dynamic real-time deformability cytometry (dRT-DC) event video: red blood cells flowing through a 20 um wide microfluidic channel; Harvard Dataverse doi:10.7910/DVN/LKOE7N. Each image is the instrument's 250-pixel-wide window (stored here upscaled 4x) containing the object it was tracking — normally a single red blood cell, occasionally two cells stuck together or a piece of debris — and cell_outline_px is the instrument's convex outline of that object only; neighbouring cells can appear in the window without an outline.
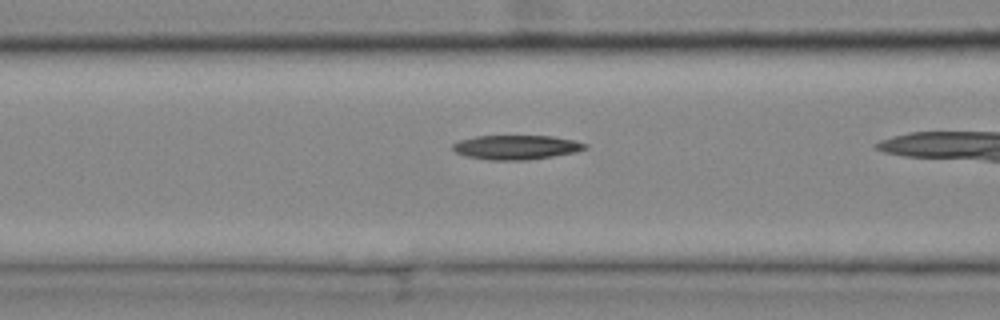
{"species": "common noctule bat (a hibernating species)", "species_latin": "Nyctalus noctula", "temperature_condition": "cold", "stored_images_in_passage": 29, "camera_frame_rate_fps": 3000, "um_per_image_px": 0.085, "animal": {"sex": "female", "body_mass_g": 25.1}, "frame": {"image": 1, "passage_image": 18, "time_ms": 5.667, "image_size_px": [1000, 320], "cell_outline_px": [[588, 148], [576, 152], [528, 160], [488, 160], [464, 156], [456, 152], [452, 148], [452, 144], [460, 140], [476, 136], [552, 136], [572, 140], [588, 144]], "centroid_in_image_um": [43.87, 12.52], "position_along_channel_um": 122.7, "area_um2": 18.79}}
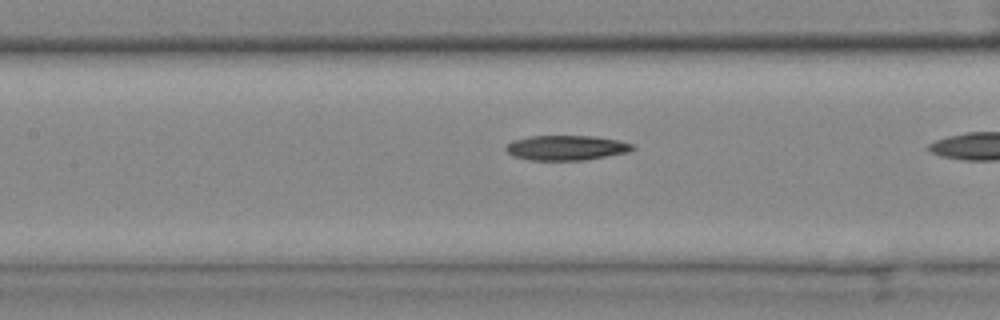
{"frame": {"image": 2, "passage_image": 21, "time_ms": 6.667, "image_size_px": [1000, 320], "cell_outline_px": [[636, 148], [628, 152], [584, 160], [528, 160], [512, 156], [504, 148], [512, 140], [528, 136], [592, 136], [620, 140], [632, 144]], "centroid_in_image_um": [48.11, 12.56], "position_along_channel_um": 159.3, "area_um2": 18.44}}
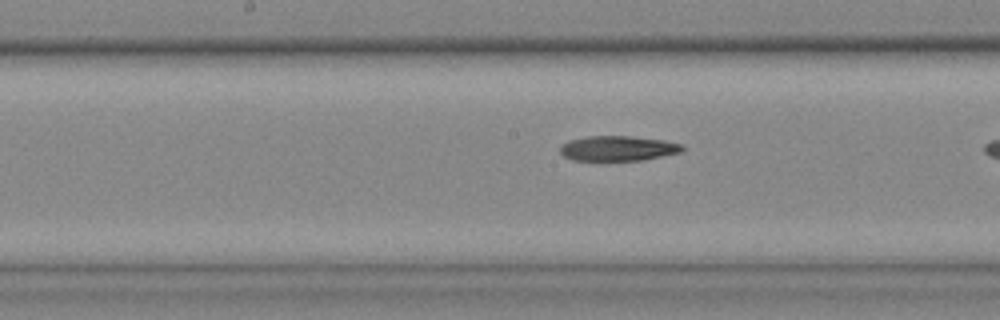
{"frame": {"image": 3, "passage_image": 24, "time_ms": 7.667, "image_size_px": [1000, 320], "cell_outline_px": [[684, 148], [680, 152], [644, 160], [572, 160], [564, 156], [560, 152], [560, 148], [564, 144], [572, 140], [588, 136], [632, 136], [664, 140], [684, 144]], "centroid_in_image_um": [52.57, 12.61], "position_along_channel_um": 195.6, "area_um2": 17.69}}